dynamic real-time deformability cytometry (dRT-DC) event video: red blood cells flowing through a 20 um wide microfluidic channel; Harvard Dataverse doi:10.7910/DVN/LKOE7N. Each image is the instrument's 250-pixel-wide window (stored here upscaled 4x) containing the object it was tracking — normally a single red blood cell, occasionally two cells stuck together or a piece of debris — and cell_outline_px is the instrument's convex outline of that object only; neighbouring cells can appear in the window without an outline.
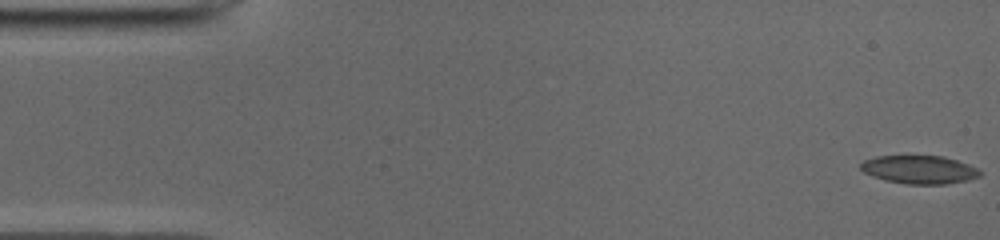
{"species": "common noctule bat (a hibernating species)", "species_latin": "Nyctalus noctula", "temperature_condition": "cold", "stored_images_in_passage": 51, "camera_frame_rate_fps": 3000, "um_per_image_px": 0.085, "animal": {"sex": "male", "body_mass_g": 19.0, "forearm_length_mm": 50.8}, "frame": {"image": 1, "passage_image": 1, "time_ms": 0.0, "image_size_px": [1000, 240], "cell_outline_px": [[984, 172], [980, 176], [968, 180], [948, 184], [904, 184], [884, 180], [872, 176], [864, 172], [860, 168], [860, 164], [864, 160], [876, 156], [944, 156], [968, 164]], "centroid_in_image_um": [78.15, 14.42], "position_along_channel_um": 6.8, "area_um2": 19.77}}
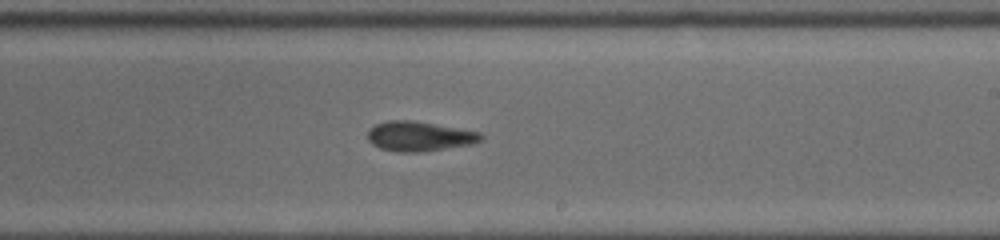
{"frame": {"image": 2, "passage_image": 30, "time_ms": 9.667, "image_size_px": [1000, 240], "cell_outline_px": [[484, 136], [480, 140], [472, 144], [420, 152], [396, 152], [380, 148], [372, 144], [368, 140], [368, 128], [376, 124], [388, 120], [412, 120], [480, 132]], "centroid_in_image_um": [35.6, 11.58], "position_along_channel_um": 253.4, "area_um2": 19.59}}
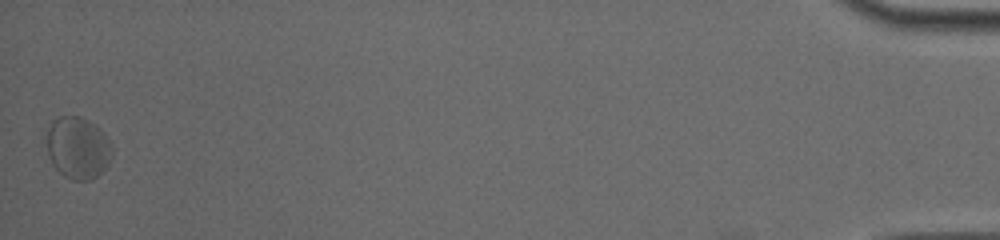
{"frame": {"image": 3, "passage_image": 51, "time_ms": 16.667, "image_size_px": [1000, 240], "cell_outline_px": [[112, 156], [108, 164], [96, 176], [88, 180], [72, 180], [64, 176], [52, 164], [48, 152], [48, 132], [52, 120], [60, 116], [80, 116], [88, 120], [100, 128], [104, 132], [112, 144]], "centroid_in_image_um": [6.65, 12.55], "position_along_channel_um": 428.6, "area_um2": 23.52}, "authors_computed_cell_mechanics": {"area_um2": 19.7098, "velocity_mm_per_s": 3.8968, "shape_relaxation_time_tau1_ms": 6.8829, "shape_relaxation_time_tau2_ms": 3.1881, "deformation_change_tau1": 0.1517, "deformation_change_tau2": 0.1144}}